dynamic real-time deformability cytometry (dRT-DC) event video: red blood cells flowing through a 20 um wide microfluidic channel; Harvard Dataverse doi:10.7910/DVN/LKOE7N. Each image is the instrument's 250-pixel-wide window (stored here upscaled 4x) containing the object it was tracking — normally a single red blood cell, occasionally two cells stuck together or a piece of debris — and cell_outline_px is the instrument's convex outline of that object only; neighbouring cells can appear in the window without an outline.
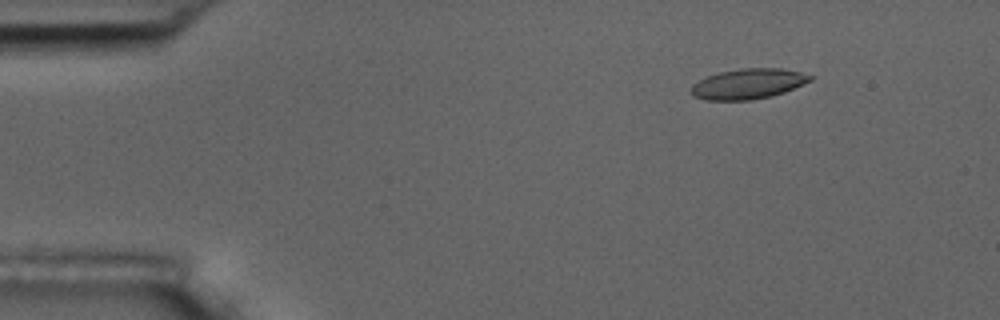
{"species": "common noctule bat (a hibernating species)", "species_latin": "Nyctalus noctula", "temperature_condition": "room temperature", "stored_images_in_passage": 8, "camera_frame_rate_fps": 3000, "um_per_image_px": 0.085, "animal": {"sex": "male", "body_mass_g": 17.5, "forearm_length_mm": 52.3}, "frame": {"image": 1, "passage_image": 2, "time_ms": 1.0, "image_size_px": [1000, 320], "cell_outline_px": [[812, 80], [784, 92], [772, 96], [752, 100], [704, 100], [692, 96], [692, 84], [708, 76], [720, 72], [740, 68], [780, 68], [800, 72], [812, 76]], "centroid_in_image_um": [63.58, 7.13], "position_along_channel_um": 21.4, "area_um2": 20.92}}
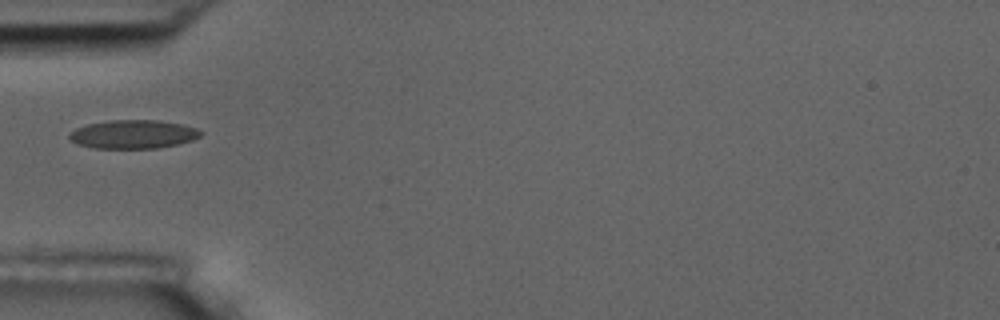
{"frame": {"image": 2, "passage_image": 5, "time_ms": 4.667, "image_size_px": [1000, 320], "cell_outline_px": [[204, 132], [200, 136], [192, 140], [176, 144], [156, 148], [92, 148], [76, 144], [68, 140], [68, 132], [76, 128], [88, 124], [108, 120], [160, 120], [184, 124], [196, 128]], "centroid_in_image_um": [11.28, 11.4], "position_along_channel_um": 73.7, "area_um2": 22.14}}
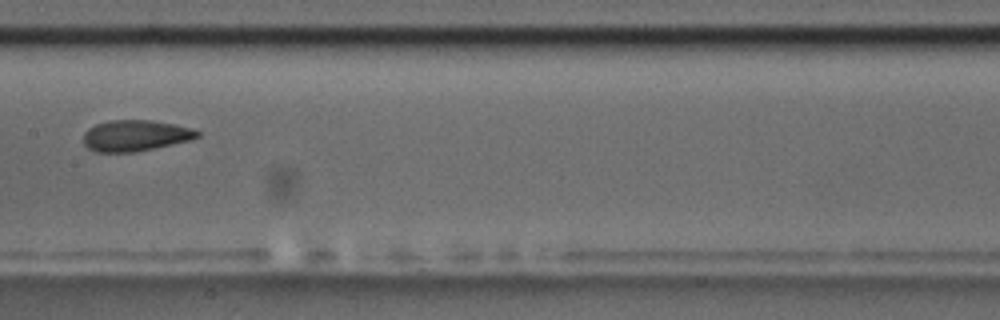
{"frame": {"image": 3, "passage_image": 8, "time_ms": 8.0, "image_size_px": [1000, 320], "cell_outline_px": [[200, 136], [192, 140], [136, 152], [96, 152], [88, 148], [84, 144], [84, 132], [88, 128], [96, 124], [108, 120], [152, 120], [192, 128], [200, 132]], "centroid_in_image_um": [11.51, 11.53], "position_along_channel_um": 195.9, "area_um2": 20.75}}